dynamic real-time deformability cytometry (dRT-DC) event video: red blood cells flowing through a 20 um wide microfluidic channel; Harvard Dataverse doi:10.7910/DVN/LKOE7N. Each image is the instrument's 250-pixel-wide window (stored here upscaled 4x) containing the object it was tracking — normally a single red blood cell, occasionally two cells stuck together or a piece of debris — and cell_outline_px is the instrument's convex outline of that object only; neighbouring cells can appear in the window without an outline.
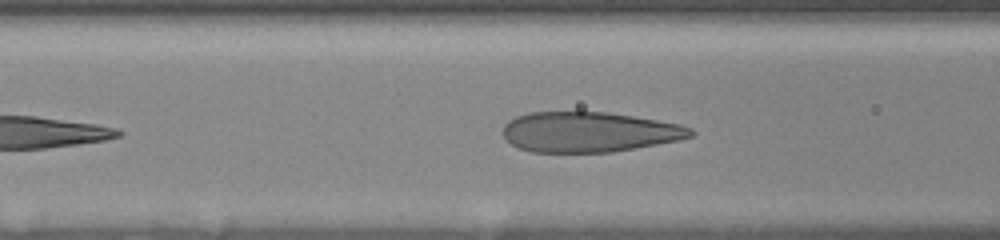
{"species": "human", "species_latin": "Homo sapiens", "temperature_condition": "room temperature", "stored_images_in_passage": 11, "camera_frame_rate_fps": 3000, "um_per_image_px": 0.085, "donor": {"sex": "female"}, "frame": {"image": 1, "passage_image": 7, "time_ms": 2.667, "image_size_px": [1000, 240], "cell_outline_px": [[696, 132], [692, 136], [680, 140], [636, 148], [612, 152], [532, 152], [520, 148], [512, 144], [504, 136], [504, 124], [508, 120], [516, 116], [528, 112], [608, 112], [680, 124], [692, 128]], "centroid_in_image_um": [50.09, 11.22], "position_along_channel_um": 116.5, "area_um2": 43.99}}
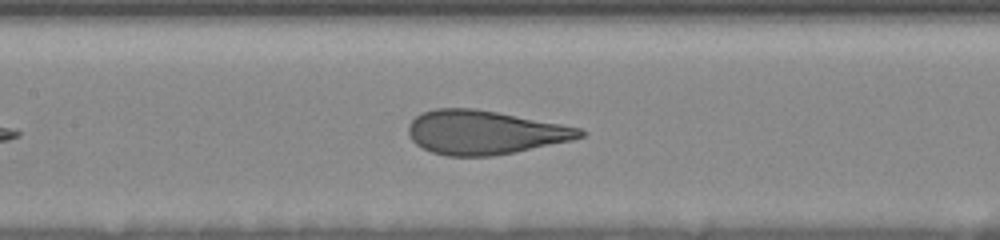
{"frame": {"image": 2, "passage_image": 10, "time_ms": 4.0, "image_size_px": [1000, 240], "cell_outline_px": [[588, 132], [584, 136], [572, 140], [516, 152], [492, 156], [448, 156], [432, 152], [416, 144], [408, 136], [408, 124], [416, 116], [424, 112], [436, 108], [476, 108], [560, 124], [580, 128]], "centroid_in_image_um": [41.18, 11.25], "position_along_channel_um": 166.2, "area_um2": 43.81}}